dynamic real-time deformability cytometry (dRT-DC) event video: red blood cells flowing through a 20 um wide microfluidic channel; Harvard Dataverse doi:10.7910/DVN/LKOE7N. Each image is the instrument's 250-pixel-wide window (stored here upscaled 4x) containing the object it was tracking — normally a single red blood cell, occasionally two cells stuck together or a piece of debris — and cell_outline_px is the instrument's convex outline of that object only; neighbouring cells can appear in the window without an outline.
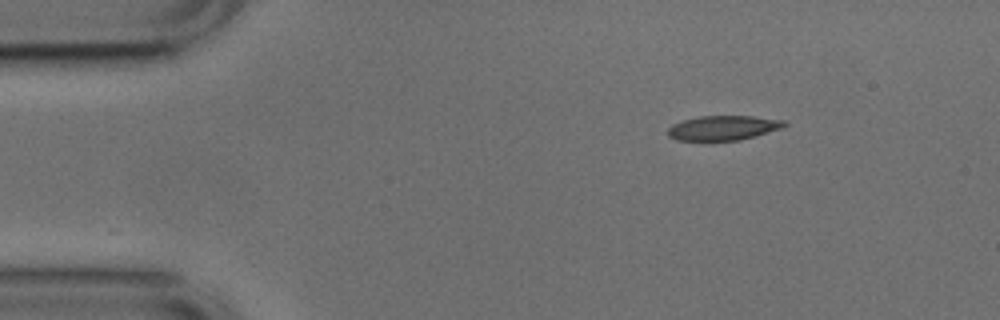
{"species": "common noctule bat (a hibernating species)", "species_latin": "Nyctalus noctula", "temperature_condition": "cold", "stored_images_in_passage": 46, "camera_frame_rate_fps": 3000, "um_per_image_px": 0.085, "animal": {"sex": "male", "body_mass_g": 17.9, "forearm_length_mm": 54.2}, "frame": {"image": 1, "passage_image": 1, "time_ms": 0.0, "image_size_px": [1000, 320], "cell_outline_px": [[788, 124], [784, 128], [740, 140], [676, 140], [668, 136], [668, 128], [672, 124], [684, 120], [700, 116], [752, 116], [784, 120]], "centroid_in_image_um": [61.5, 10.87], "position_along_channel_um": 23.5, "area_um2": 16.7}}
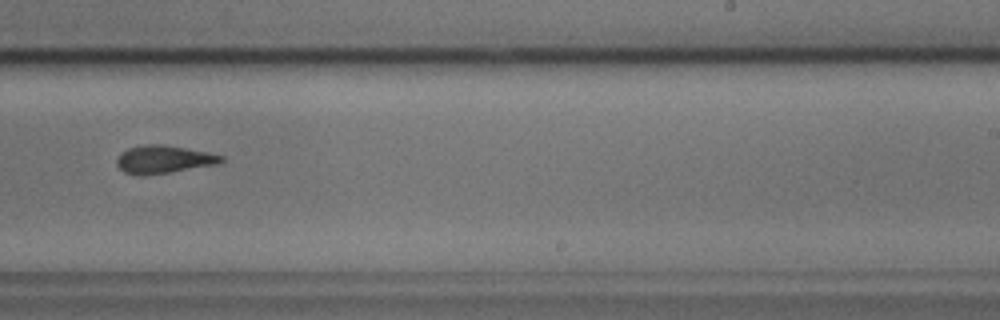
{"frame": {"image": 2, "passage_image": 26, "time_ms": 8.333, "image_size_px": [1000, 320], "cell_outline_px": [[224, 160], [216, 164], [144, 176], [136, 176], [124, 172], [116, 164], [116, 160], [120, 152], [128, 148], [148, 144], [164, 144], [224, 156]], "centroid_in_image_um": [13.83, 13.55], "position_along_channel_um": 275.2, "area_um2": 16.82}}
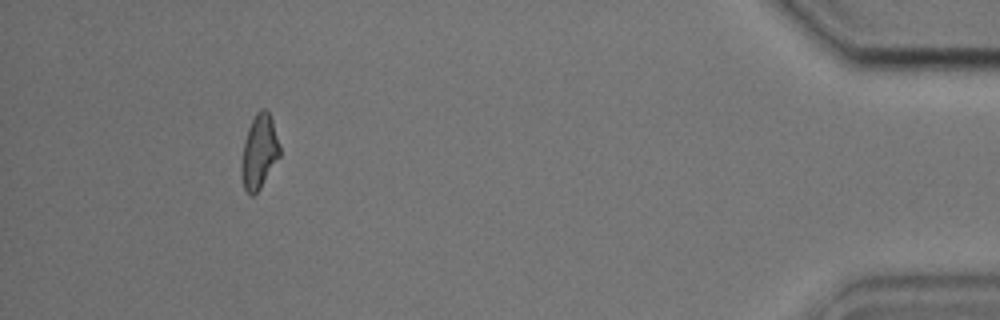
{"frame": {"image": 3, "passage_image": 42, "time_ms": 13.667, "image_size_px": [1000, 320], "cell_outline_px": [[280, 156], [260, 188], [252, 196], [248, 196], [244, 188], [240, 176], [240, 164], [244, 140], [248, 128], [256, 112], [260, 108], [264, 108], [268, 112], [272, 120], [280, 148]], "centroid_in_image_um": [22.0, 12.93], "position_along_channel_um": 413.2, "area_um2": 16.65}, "authors_computed_cell_mechanics": {"area_um2": 17.1377, "velocity_mm_per_s": 3.787, "shape_relaxation_time_tau1_ms": 5.058, "shape_relaxation_time_tau2_ms": 4.5734, "deformation_change_tau1": 0.1489, "deformation_change_tau2": 0.1287}}